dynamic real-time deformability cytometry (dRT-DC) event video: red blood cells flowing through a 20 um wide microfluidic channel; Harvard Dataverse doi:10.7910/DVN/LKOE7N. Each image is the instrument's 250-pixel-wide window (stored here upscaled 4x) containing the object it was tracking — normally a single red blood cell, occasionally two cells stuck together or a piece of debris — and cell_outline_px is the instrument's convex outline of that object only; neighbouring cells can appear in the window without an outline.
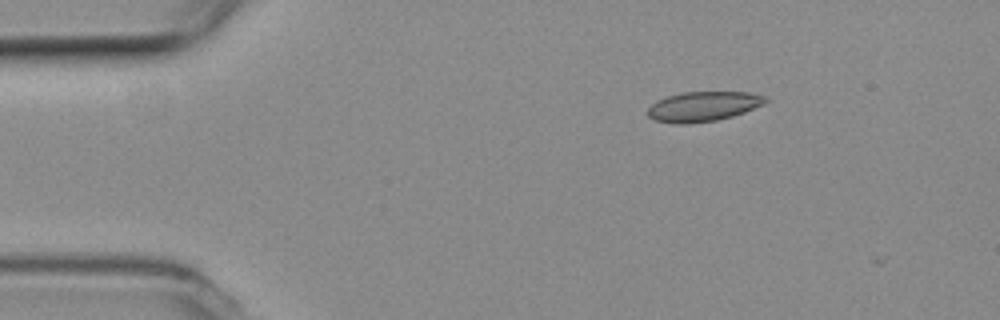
{"species": "common noctule bat (a hibernating species)", "species_latin": "Nyctalus noctula", "temperature_condition": "room temperature", "stored_images_in_passage": 2, "camera_frame_rate_fps": 3000, "um_per_image_px": 0.085, "animal": {"sex": "female", "body_mass_g": 19.3, "forearm_length_mm": 54.1}, "frame": {"image": 1, "passage_image": 1, "time_ms": 0.0, "image_size_px": [1000, 320], "cell_outline_px": [[768, 100], [764, 104], [744, 112], [732, 116], [716, 120], [688, 124], [672, 124], [652, 120], [648, 116], [648, 108], [656, 100], [668, 96], [684, 92], [748, 92], [764, 96]], "centroid_in_image_um": [59.73, 9.06], "position_along_channel_um": 25.3, "area_um2": 20.52}}